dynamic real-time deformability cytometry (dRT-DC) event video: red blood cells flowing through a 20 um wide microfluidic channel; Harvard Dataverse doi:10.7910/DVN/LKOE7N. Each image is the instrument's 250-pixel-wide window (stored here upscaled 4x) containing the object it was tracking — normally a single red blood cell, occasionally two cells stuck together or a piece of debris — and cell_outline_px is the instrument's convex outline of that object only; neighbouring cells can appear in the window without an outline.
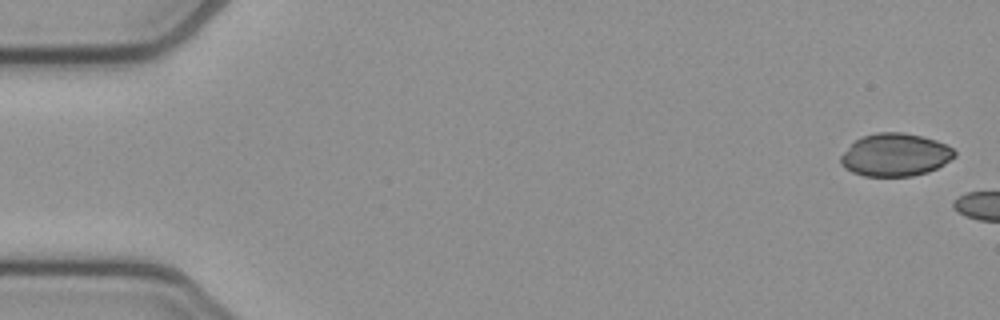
{"species": "common noctule bat (a hibernating species)", "species_latin": "Nyctalus noctula", "temperature_condition": "cold", "stored_images_in_passage": 5, "camera_frame_rate_fps": 3000, "um_per_image_px": 0.085, "animal": {"sex": "female", "body_mass_g": 21.9}, "frame": {"image": 1, "passage_image": 1, "time_ms": 0.0, "image_size_px": [1000, 320], "cell_outline_px": [[956, 156], [944, 164], [928, 172], [912, 176], [864, 176], [852, 172], [844, 168], [840, 164], [840, 156], [856, 140], [864, 136], [876, 132], [904, 132], [936, 140], [952, 148], [956, 152]], "centroid_in_image_um": [76.09, 13.17], "position_along_channel_um": 8.9, "area_um2": 28.32}}